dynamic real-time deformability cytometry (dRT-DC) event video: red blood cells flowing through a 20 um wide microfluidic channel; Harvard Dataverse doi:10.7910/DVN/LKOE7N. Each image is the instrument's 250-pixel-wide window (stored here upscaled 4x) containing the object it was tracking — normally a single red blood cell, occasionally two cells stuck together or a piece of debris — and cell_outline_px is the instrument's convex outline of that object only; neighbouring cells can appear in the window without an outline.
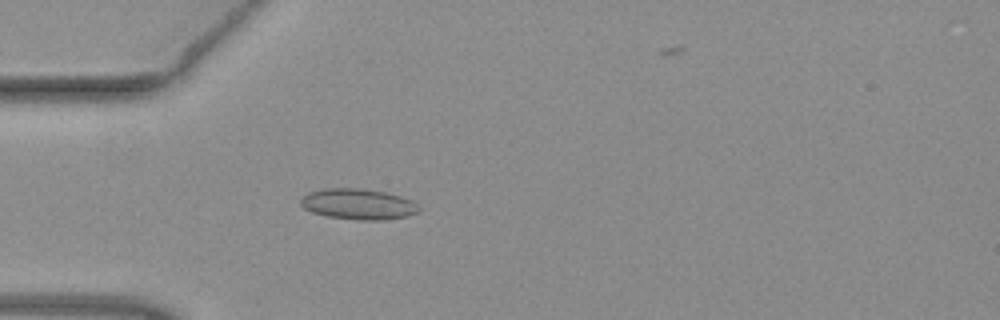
{"species": "common noctule bat (a hibernating species)", "species_latin": "Nyctalus noctula", "temperature_condition": "warm", "stored_images_in_passage": 49, "camera_frame_rate_fps": 3000, "um_per_image_px": 0.085, "animal": {"sex": "female", "body_mass_g": 19.3, "forearm_length_mm": 54.1}, "frame": {"image": 1, "passage_image": 15, "time_ms": 4.667, "image_size_px": [1000, 320], "cell_outline_px": [[420, 212], [408, 216], [384, 220], [360, 220], [328, 216], [312, 212], [304, 208], [300, 204], [300, 200], [308, 192], [324, 188], [360, 188], [388, 192], [412, 200], [420, 208]], "centroid_in_image_um": [30.48, 17.34], "position_along_channel_um": 54.5, "area_um2": 21.33}}
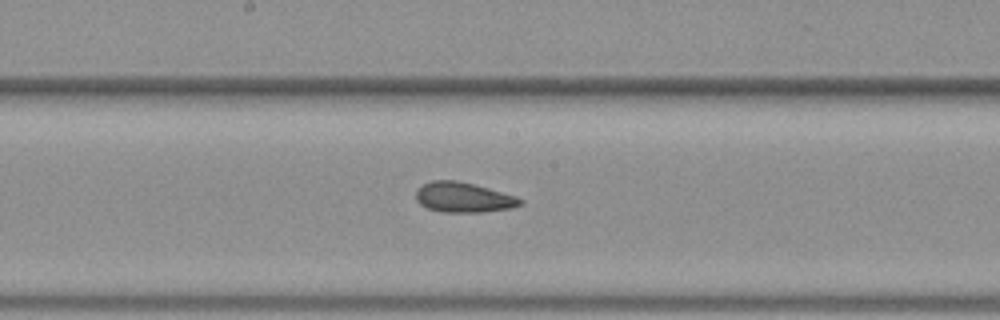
{"frame": {"image": 2, "passage_image": 27, "time_ms": 8.667, "image_size_px": [1000, 320], "cell_outline_px": [[524, 204], [512, 208], [484, 212], [440, 212], [428, 208], [420, 204], [416, 200], [416, 188], [432, 180], [456, 180], [488, 188], [516, 196], [524, 200]], "centroid_in_image_um": [39.4, 16.78], "position_along_channel_um": 208.8, "area_um2": 18.38}}
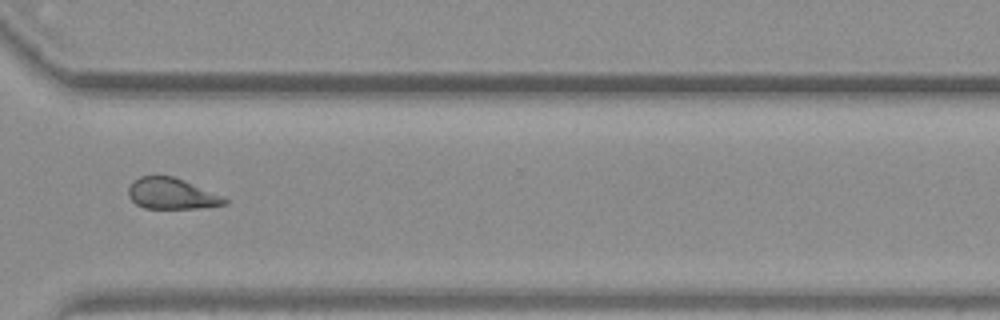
{"frame": {"image": 3, "passage_image": 38, "time_ms": 12.333, "image_size_px": [1000, 320], "cell_outline_px": [[228, 204], [200, 208], [144, 208], [136, 204], [128, 196], [128, 188], [132, 180], [140, 176], [172, 176], [224, 196], [228, 200]], "centroid_in_image_um": [14.58, 16.46], "position_along_channel_um": 356.0, "area_um2": 17.4}}